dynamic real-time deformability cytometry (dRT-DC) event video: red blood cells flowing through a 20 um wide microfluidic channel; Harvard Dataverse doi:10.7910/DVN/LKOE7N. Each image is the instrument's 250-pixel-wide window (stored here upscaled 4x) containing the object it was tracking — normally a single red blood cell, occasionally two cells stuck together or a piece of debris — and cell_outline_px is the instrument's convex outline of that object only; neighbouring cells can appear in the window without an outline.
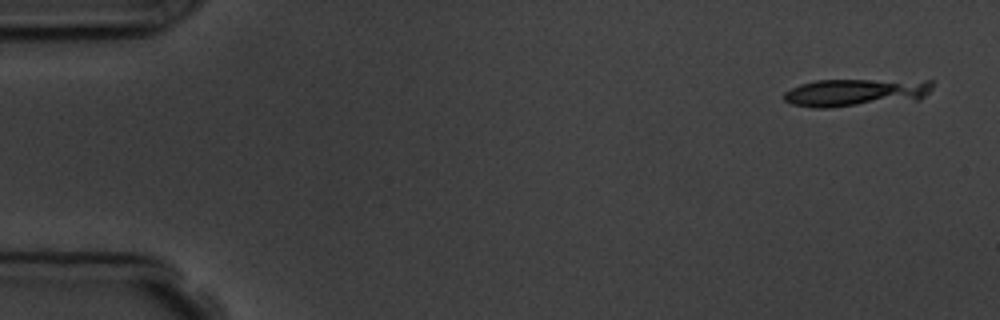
{"species": "common noctule bat (a hibernating species)", "species_latin": "Nyctalus noctula", "temperature_condition": "room temperature", "stored_images_in_passage": 6, "camera_frame_rate_fps": 3000, "um_per_image_px": 0.085, "animal": {"sex": "male", "body_mass_g": 19.5, "forearm_length_mm": 54.6}, "frame": {"image": 1, "passage_image": 1, "time_ms": 0.0, "image_size_px": [1000, 320], "cell_outline_px": [[932, 88], [920, 100], [828, 108], [812, 108], [792, 104], [784, 100], [784, 92], [800, 84], [816, 80], [932, 80]], "centroid_in_image_um": [72.75, 7.87], "position_along_channel_um": 12.2, "area_um2": 24.28}}
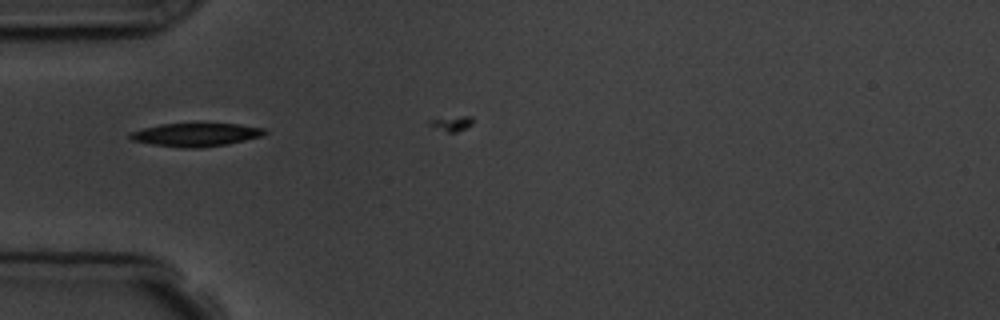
{"frame": {"image": 2, "passage_image": 5, "time_ms": 4.667, "image_size_px": [1000, 320], "cell_outline_px": [[268, 132], [260, 136], [228, 144], [200, 148], [180, 148], [152, 144], [132, 140], [128, 136], [128, 132], [160, 124], [240, 124], [264, 128]], "centroid_in_image_um": [16.62, 11.45], "position_along_channel_um": 68.4, "area_um2": 18.21}}